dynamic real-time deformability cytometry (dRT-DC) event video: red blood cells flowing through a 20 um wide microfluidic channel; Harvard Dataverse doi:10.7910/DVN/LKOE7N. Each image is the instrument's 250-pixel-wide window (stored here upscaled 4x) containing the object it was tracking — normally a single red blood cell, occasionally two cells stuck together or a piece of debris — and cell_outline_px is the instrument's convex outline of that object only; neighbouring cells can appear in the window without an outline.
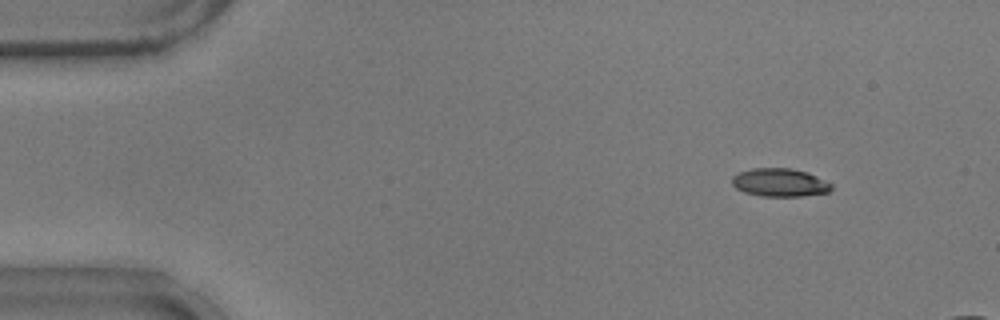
{"species": "common noctule bat (a hibernating species)", "species_latin": "Nyctalus noctula", "temperature_condition": "warm", "stored_images_in_passage": 12, "camera_frame_rate_fps": 3000, "um_per_image_px": 0.085, "animal": {"sex": "male", "body_mass_g": 17.9}, "frame": {"image": 1, "passage_image": 3, "time_ms": 0.667, "image_size_px": [1000, 320], "cell_outline_px": [[832, 188], [828, 192], [800, 196], [760, 196], [744, 192], [736, 188], [732, 184], [732, 176], [740, 172], [752, 168], [792, 168], [808, 172], [832, 184]], "centroid_in_image_um": [66.27, 15.51], "position_along_channel_um": 18.7, "area_um2": 16.3}}